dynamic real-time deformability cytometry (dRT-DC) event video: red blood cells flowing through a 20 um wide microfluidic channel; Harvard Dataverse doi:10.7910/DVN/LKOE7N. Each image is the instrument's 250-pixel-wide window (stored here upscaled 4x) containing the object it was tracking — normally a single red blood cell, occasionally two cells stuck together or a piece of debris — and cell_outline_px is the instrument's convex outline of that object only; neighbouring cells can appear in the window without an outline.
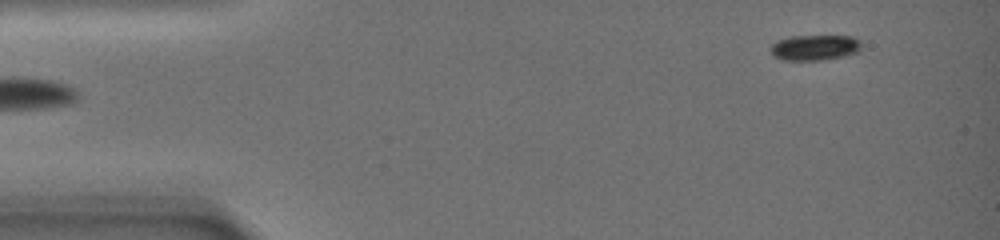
{"species": "common noctule bat (a hibernating species)", "species_latin": "Nyctalus noctula", "temperature_condition": "warm", "stored_images_in_passage": 10, "segment_of_instrument_passage": [2, 2], "camera_frame_rate_fps": 3000, "um_per_image_px": 0.085, "animal": {"sex": "female", "body_mass_g": 19.0, "forearm_length_mm": 51.5}, "frame": {"image": 1, "passage_image": 10, "time_ms": 7.333, "image_size_px": [1000, 240], "cell_outline_px": [[860, 48], [856, 52], [844, 56], [820, 60], [780, 60], [772, 56], [768, 48], [776, 40], [792, 36], [852, 36], [860, 40]], "centroid_in_image_um": [69.18, 4.04], "position_along_channel_um": 15.8, "area_um2": 13.64}}